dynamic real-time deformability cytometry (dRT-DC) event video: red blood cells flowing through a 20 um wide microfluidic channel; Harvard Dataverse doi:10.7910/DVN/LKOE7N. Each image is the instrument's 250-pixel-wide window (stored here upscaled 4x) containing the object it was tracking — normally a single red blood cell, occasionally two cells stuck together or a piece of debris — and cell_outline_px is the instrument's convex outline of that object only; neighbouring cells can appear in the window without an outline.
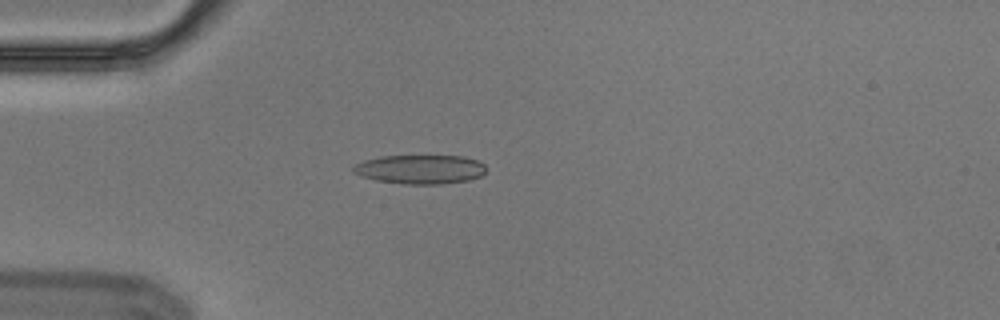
{"species": "Egyptian fruit bat (a non-hibernating species)", "species_latin": "Rousettus aegyptiacus", "temperature_condition": "cold", "stored_images_in_passage": 5, "camera_frame_rate_fps": 3000, "um_per_image_px": 0.085, "animal": {"sex": "male"}, "frame": {"image": 1, "passage_image": 4, "time_ms": 1.0, "image_size_px": [1000, 320], "cell_outline_px": [[484, 172], [480, 176], [468, 180], [440, 184], [404, 184], [376, 180], [360, 176], [352, 172], [352, 168], [356, 164], [364, 160], [380, 156], [464, 156], [480, 160], [484, 164]], "centroid_in_image_um": [35.7, 14.39], "position_along_channel_um": 49.3, "area_um2": 22.54}}